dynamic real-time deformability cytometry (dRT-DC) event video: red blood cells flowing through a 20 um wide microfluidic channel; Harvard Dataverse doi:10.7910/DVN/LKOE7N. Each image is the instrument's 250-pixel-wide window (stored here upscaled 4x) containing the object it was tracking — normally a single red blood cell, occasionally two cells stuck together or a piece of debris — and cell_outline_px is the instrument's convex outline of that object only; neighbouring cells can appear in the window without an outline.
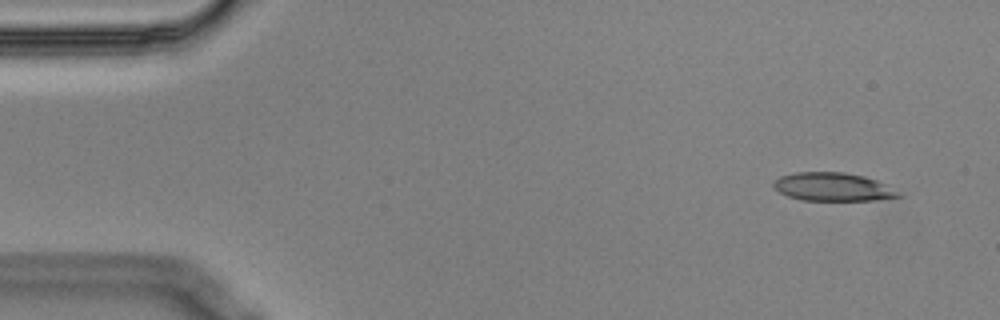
{"species": "Egyptian fruit bat (a non-hibernating species)", "species_latin": "Rousettus aegyptiacus", "temperature_condition": "cold", "stored_images_in_passage": 54, "camera_frame_rate_fps": 3000, "um_per_image_px": 0.085, "animal": {"sex": "male"}, "frame": {"image": 1, "passage_image": 1, "time_ms": 0.0, "image_size_px": [1000, 320], "cell_outline_px": [[904, 196], [876, 200], [800, 200], [788, 196], [780, 192], [772, 184], [780, 176], [796, 172], [844, 172], [864, 176], [876, 180]], "centroid_in_image_um": [70.77, 15.88], "position_along_channel_um": 14.2, "area_um2": 20.35}}
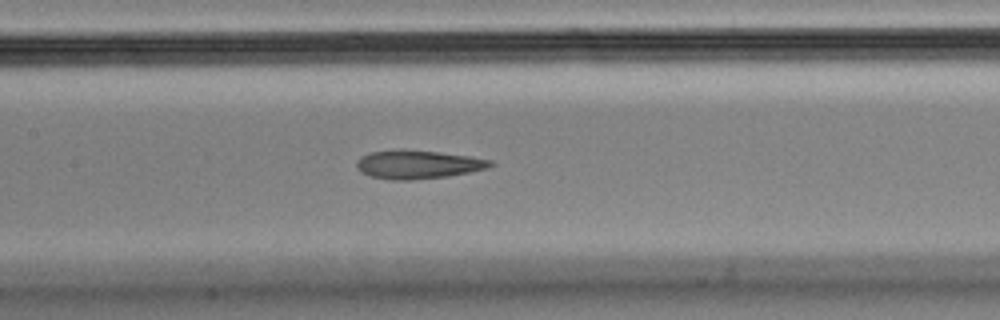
{"frame": {"image": 2, "passage_image": 23, "time_ms": 7.333, "image_size_px": [1000, 320], "cell_outline_px": [[496, 164], [488, 168], [448, 176], [412, 180], [392, 180], [372, 176], [360, 172], [356, 168], [356, 160], [360, 156], [372, 152], [436, 152], [472, 156], [492, 160]], "centroid_in_image_um": [35.57, 14.02], "position_along_channel_um": 171.8, "area_um2": 21.56}}
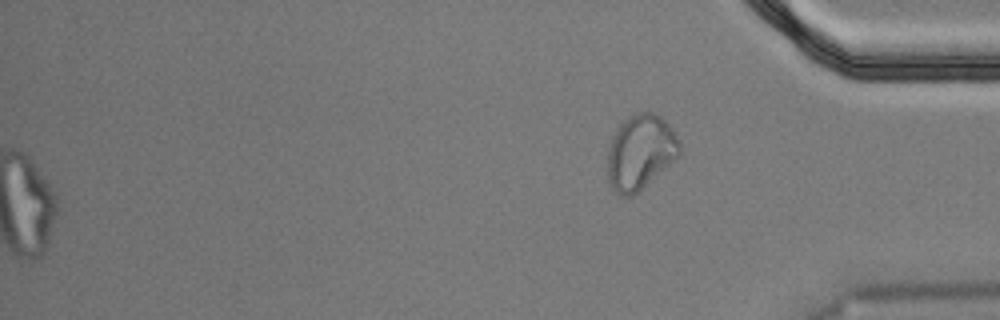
{"frame": {"image": 3, "passage_image": 54, "time_ms": 17.667, "image_size_px": [1000, 320], "cell_outline_px": [[680, 156], [676, 160], [632, 196], [620, 196], [612, 188], [608, 180], [608, 148], [612, 136], [620, 124], [628, 116], [636, 112], [652, 112], [660, 116], [672, 128], [680, 140]], "centroid_in_image_um": [54.44, 12.92], "position_along_channel_um": 380.8, "area_um2": 31.56}, "authors_computed_cell_mechanics": {"area_um2": 22.5131, "velocity_mm_per_s": 3.5351, "shape_relaxation_time_tau1_ms": null, "shape_relaxation_time_tau2_ms": 1.5386, "deformation_change_tau1": null, "deformation_change_tau2": 0.1061}}